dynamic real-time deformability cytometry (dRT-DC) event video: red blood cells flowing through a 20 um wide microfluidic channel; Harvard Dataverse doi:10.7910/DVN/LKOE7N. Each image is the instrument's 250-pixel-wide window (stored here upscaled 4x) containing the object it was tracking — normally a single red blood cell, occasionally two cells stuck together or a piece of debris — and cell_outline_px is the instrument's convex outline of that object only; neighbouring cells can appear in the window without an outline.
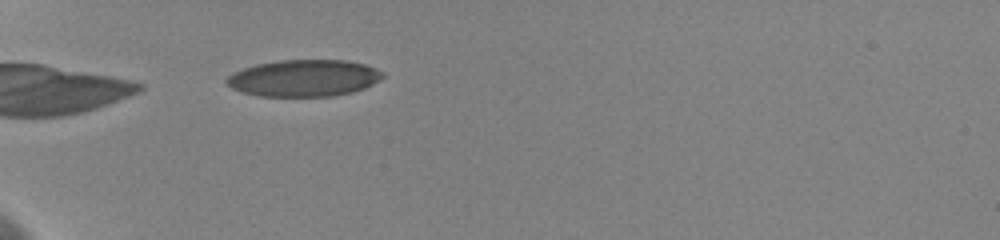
{"species": "human", "species_latin": "Homo sapiens", "temperature_condition": "cold", "stored_images_in_passage": 8, "camera_frame_rate_fps": 3000, "um_per_image_px": 0.085, "donor": {"sex": "female"}, "frame": {"image": 1, "passage_image": 3, "time_ms": 0.333, "image_size_px": [1000, 240], "cell_outline_px": [[384, 76], [380, 80], [364, 88], [352, 92], [332, 96], [256, 96], [232, 88], [224, 80], [232, 72], [256, 64], [280, 60], [348, 60], [364, 64], [376, 68], [384, 72]], "centroid_in_image_um": [25.84, 6.63], "position_along_channel_um": 59.2, "area_um2": 33.52}}